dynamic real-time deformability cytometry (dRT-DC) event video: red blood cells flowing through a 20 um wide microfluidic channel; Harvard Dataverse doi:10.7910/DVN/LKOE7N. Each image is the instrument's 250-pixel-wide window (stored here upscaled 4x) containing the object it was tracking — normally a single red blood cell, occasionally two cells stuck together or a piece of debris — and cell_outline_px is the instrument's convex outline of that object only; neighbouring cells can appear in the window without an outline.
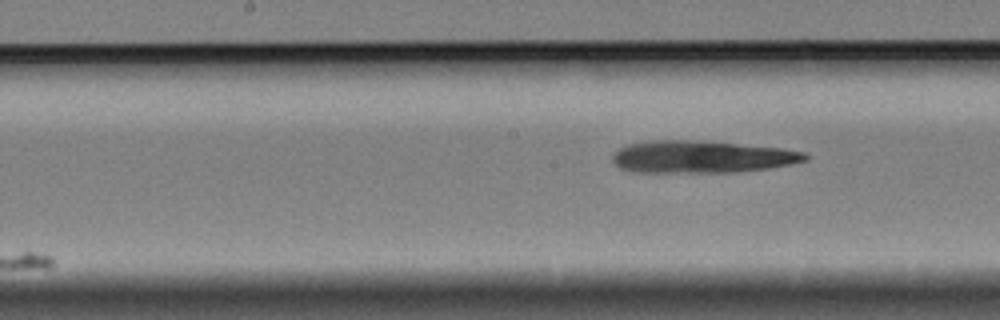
{"species": "Egyptian fruit bat (a non-hibernating species)", "species_latin": "Rousettus aegyptiacus", "temperature_condition": "cold", "stored_images_in_passage": 8, "camera_frame_rate_fps": 3000, "um_per_image_px": 0.085, "animal": {"sex": "female"}, "frame": {"image": 1, "passage_image": 8, "time_ms": 9.667, "image_size_px": [1000, 320], "cell_outline_px": [[808, 160], [768, 168], [736, 172], [632, 172], [620, 168], [612, 160], [612, 156], [620, 148], [628, 144], [648, 140], [696, 140], [784, 148], [804, 152], [808, 156]], "centroid_in_image_um": [59.62, 13.32], "position_along_channel_um": 188.6, "area_um2": 36.18}}